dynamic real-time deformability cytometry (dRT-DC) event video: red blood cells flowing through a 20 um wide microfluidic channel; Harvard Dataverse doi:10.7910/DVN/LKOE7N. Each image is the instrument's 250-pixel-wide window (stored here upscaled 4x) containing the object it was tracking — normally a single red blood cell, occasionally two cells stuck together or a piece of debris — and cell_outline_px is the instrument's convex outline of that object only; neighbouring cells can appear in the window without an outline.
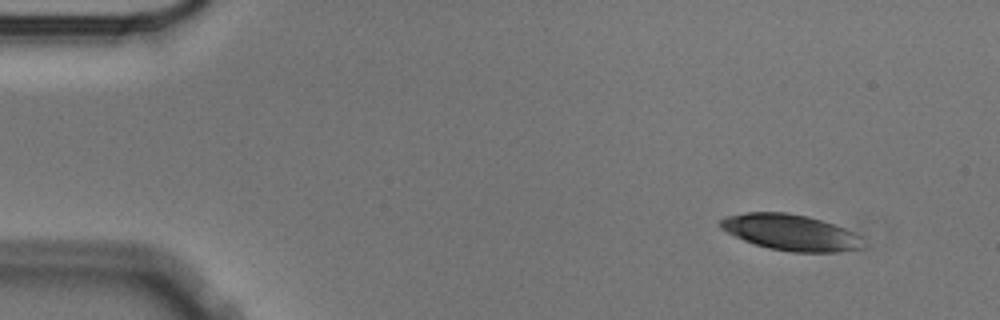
{"species": "Egyptian fruit bat (a non-hibernating species)", "species_latin": "Rousettus aegyptiacus", "temperature_condition": "cold", "stored_images_in_passage": 52, "camera_frame_rate_fps": 3000, "um_per_image_px": 0.085, "animal": {"sex": "male"}, "frame": {"image": 1, "passage_image": 1, "time_ms": 0.0, "image_size_px": [1000, 320], "cell_outline_px": [[860, 248], [840, 252], [792, 252], [768, 248], [744, 240], [720, 228], [720, 220], [724, 216], [748, 212], [788, 212], [808, 216], [844, 228], [860, 236]], "centroid_in_image_um": [67.16, 19.74], "position_along_channel_um": 17.8, "area_um2": 29.59}}
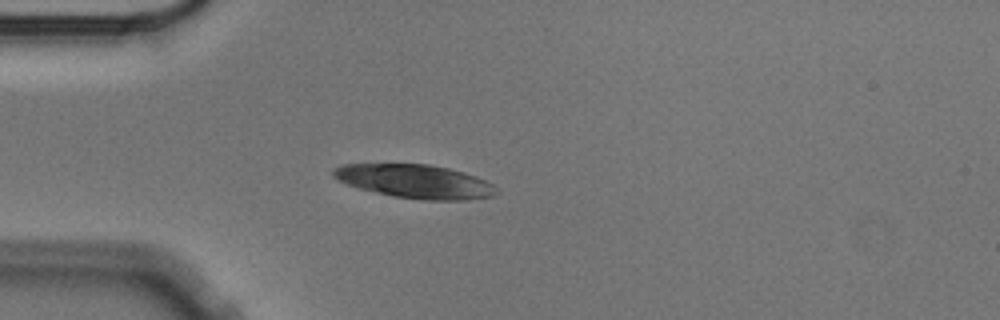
{"frame": {"image": 2, "passage_image": 11, "time_ms": 3.333, "image_size_px": [1000, 320], "cell_outline_px": [[500, 192], [492, 196], [464, 200], [424, 200], [392, 196], [360, 188], [348, 184], [332, 176], [332, 168], [344, 164], [428, 164], [448, 168], [464, 172], [476, 176], [492, 184]], "centroid_in_image_um": [35.29, 15.41], "position_along_channel_um": 49.7, "area_um2": 31.85}}